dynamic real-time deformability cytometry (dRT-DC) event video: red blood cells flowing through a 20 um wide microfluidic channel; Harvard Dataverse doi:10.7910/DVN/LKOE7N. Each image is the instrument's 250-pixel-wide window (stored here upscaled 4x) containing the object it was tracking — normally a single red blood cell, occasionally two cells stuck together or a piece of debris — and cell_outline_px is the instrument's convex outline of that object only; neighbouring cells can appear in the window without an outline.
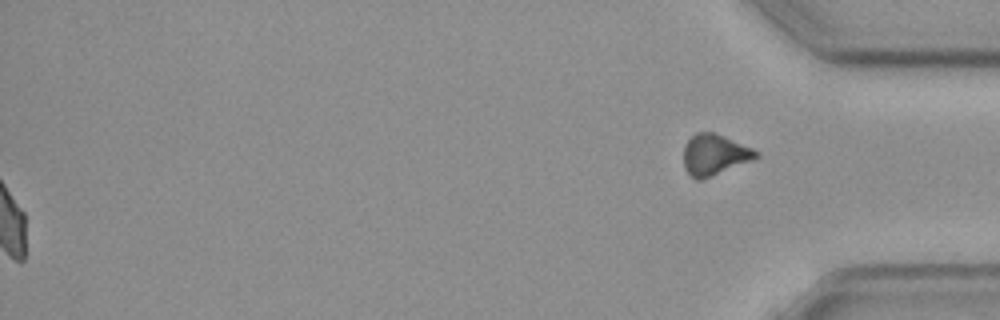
{"species": "common noctule bat (a hibernating species)", "species_latin": "Nyctalus noctula", "temperature_condition": "cold", "stored_images_in_passage": 59, "segment_of_instrument_passage": [2, 2], "camera_frame_rate_fps": 3000, "um_per_image_px": 0.085, "animal": {"sex": "female", "body_mass_g": 19.3, "forearm_length_mm": 54.1}, "frame": {"image": 1, "passage_image": 59, "time_ms": 19.333, "image_size_px": [1000, 320], "cell_outline_px": [[760, 156], [752, 160], [700, 180], [696, 180], [684, 168], [684, 144], [696, 132], [712, 132], [724, 136], [752, 148], [760, 152]], "centroid_in_image_um": [60.73, 13.14], "position_along_channel_um": 374.5, "area_um2": 17.05}}